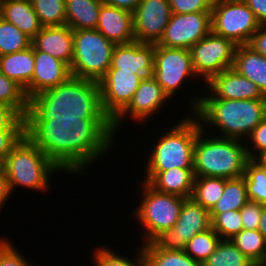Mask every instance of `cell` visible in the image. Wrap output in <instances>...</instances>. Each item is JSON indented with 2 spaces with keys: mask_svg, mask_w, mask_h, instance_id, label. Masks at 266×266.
I'll use <instances>...</instances> for the list:
<instances>
[{
  "mask_svg": "<svg viewBox=\"0 0 266 266\" xmlns=\"http://www.w3.org/2000/svg\"><path fill=\"white\" fill-rule=\"evenodd\" d=\"M211 228L221 238L230 240L243 230L240 210L227 211L220 214H210Z\"/></svg>",
  "mask_w": 266,
  "mask_h": 266,
  "instance_id": "obj_38",
  "label": "cell"
},
{
  "mask_svg": "<svg viewBox=\"0 0 266 266\" xmlns=\"http://www.w3.org/2000/svg\"><path fill=\"white\" fill-rule=\"evenodd\" d=\"M110 68L136 71L141 80L154 78V44L132 42L116 45Z\"/></svg>",
  "mask_w": 266,
  "mask_h": 266,
  "instance_id": "obj_18",
  "label": "cell"
},
{
  "mask_svg": "<svg viewBox=\"0 0 266 266\" xmlns=\"http://www.w3.org/2000/svg\"><path fill=\"white\" fill-rule=\"evenodd\" d=\"M221 238L210 228L204 232L196 234L186 243L184 252L201 265L215 251Z\"/></svg>",
  "mask_w": 266,
  "mask_h": 266,
  "instance_id": "obj_36",
  "label": "cell"
},
{
  "mask_svg": "<svg viewBox=\"0 0 266 266\" xmlns=\"http://www.w3.org/2000/svg\"><path fill=\"white\" fill-rule=\"evenodd\" d=\"M174 14L211 12L214 0H168Z\"/></svg>",
  "mask_w": 266,
  "mask_h": 266,
  "instance_id": "obj_40",
  "label": "cell"
},
{
  "mask_svg": "<svg viewBox=\"0 0 266 266\" xmlns=\"http://www.w3.org/2000/svg\"><path fill=\"white\" fill-rule=\"evenodd\" d=\"M38 51L50 54L71 66L73 58V29L67 24L43 27L32 39Z\"/></svg>",
  "mask_w": 266,
  "mask_h": 266,
  "instance_id": "obj_21",
  "label": "cell"
},
{
  "mask_svg": "<svg viewBox=\"0 0 266 266\" xmlns=\"http://www.w3.org/2000/svg\"><path fill=\"white\" fill-rule=\"evenodd\" d=\"M201 129L194 148L193 171L195 176L222 177L234 179L242 177L250 160L246 142L234 138H223ZM206 135V136H205ZM204 136V137H203ZM209 136V137H207Z\"/></svg>",
  "mask_w": 266,
  "mask_h": 266,
  "instance_id": "obj_4",
  "label": "cell"
},
{
  "mask_svg": "<svg viewBox=\"0 0 266 266\" xmlns=\"http://www.w3.org/2000/svg\"><path fill=\"white\" fill-rule=\"evenodd\" d=\"M52 118L110 119L101 103L99 82L71 76L29 99L24 120Z\"/></svg>",
  "mask_w": 266,
  "mask_h": 266,
  "instance_id": "obj_2",
  "label": "cell"
},
{
  "mask_svg": "<svg viewBox=\"0 0 266 266\" xmlns=\"http://www.w3.org/2000/svg\"><path fill=\"white\" fill-rule=\"evenodd\" d=\"M43 27L66 24L65 0H31Z\"/></svg>",
  "mask_w": 266,
  "mask_h": 266,
  "instance_id": "obj_37",
  "label": "cell"
},
{
  "mask_svg": "<svg viewBox=\"0 0 266 266\" xmlns=\"http://www.w3.org/2000/svg\"><path fill=\"white\" fill-rule=\"evenodd\" d=\"M211 32V12L174 14L157 43L163 47L189 50Z\"/></svg>",
  "mask_w": 266,
  "mask_h": 266,
  "instance_id": "obj_14",
  "label": "cell"
},
{
  "mask_svg": "<svg viewBox=\"0 0 266 266\" xmlns=\"http://www.w3.org/2000/svg\"><path fill=\"white\" fill-rule=\"evenodd\" d=\"M261 24L243 0H214L211 9V31L232 40L236 45L248 44Z\"/></svg>",
  "mask_w": 266,
  "mask_h": 266,
  "instance_id": "obj_9",
  "label": "cell"
},
{
  "mask_svg": "<svg viewBox=\"0 0 266 266\" xmlns=\"http://www.w3.org/2000/svg\"><path fill=\"white\" fill-rule=\"evenodd\" d=\"M3 238V239H2ZM8 237H0V266H36L19 252ZM33 264V265H32ZM39 266V265H37Z\"/></svg>",
  "mask_w": 266,
  "mask_h": 266,
  "instance_id": "obj_39",
  "label": "cell"
},
{
  "mask_svg": "<svg viewBox=\"0 0 266 266\" xmlns=\"http://www.w3.org/2000/svg\"><path fill=\"white\" fill-rule=\"evenodd\" d=\"M205 85L208 86L207 90L202 91L203 94L189 97V113L197 110L200 99H266L255 83L238 74L233 68L214 75ZM205 91L208 92L206 95Z\"/></svg>",
  "mask_w": 266,
  "mask_h": 266,
  "instance_id": "obj_13",
  "label": "cell"
},
{
  "mask_svg": "<svg viewBox=\"0 0 266 266\" xmlns=\"http://www.w3.org/2000/svg\"><path fill=\"white\" fill-rule=\"evenodd\" d=\"M115 46L97 29L73 30L72 76L99 82L111 66Z\"/></svg>",
  "mask_w": 266,
  "mask_h": 266,
  "instance_id": "obj_8",
  "label": "cell"
},
{
  "mask_svg": "<svg viewBox=\"0 0 266 266\" xmlns=\"http://www.w3.org/2000/svg\"><path fill=\"white\" fill-rule=\"evenodd\" d=\"M258 231L264 236V239L266 241V206H264L262 211L261 221L259 223Z\"/></svg>",
  "mask_w": 266,
  "mask_h": 266,
  "instance_id": "obj_50",
  "label": "cell"
},
{
  "mask_svg": "<svg viewBox=\"0 0 266 266\" xmlns=\"http://www.w3.org/2000/svg\"><path fill=\"white\" fill-rule=\"evenodd\" d=\"M172 16L168 0H140L133 12L135 41L156 44Z\"/></svg>",
  "mask_w": 266,
  "mask_h": 266,
  "instance_id": "obj_16",
  "label": "cell"
},
{
  "mask_svg": "<svg viewBox=\"0 0 266 266\" xmlns=\"http://www.w3.org/2000/svg\"><path fill=\"white\" fill-rule=\"evenodd\" d=\"M140 184L138 200L141 201L132 214L140 223L139 226L144 233L141 237L144 244L175 225L185 198L157 191L145 181H140Z\"/></svg>",
  "mask_w": 266,
  "mask_h": 266,
  "instance_id": "obj_7",
  "label": "cell"
},
{
  "mask_svg": "<svg viewBox=\"0 0 266 266\" xmlns=\"http://www.w3.org/2000/svg\"><path fill=\"white\" fill-rule=\"evenodd\" d=\"M11 194L4 168L0 165V212H2L6 201L12 196Z\"/></svg>",
  "mask_w": 266,
  "mask_h": 266,
  "instance_id": "obj_47",
  "label": "cell"
},
{
  "mask_svg": "<svg viewBox=\"0 0 266 266\" xmlns=\"http://www.w3.org/2000/svg\"><path fill=\"white\" fill-rule=\"evenodd\" d=\"M96 29L116 45L135 41L133 13L104 2L100 6Z\"/></svg>",
  "mask_w": 266,
  "mask_h": 266,
  "instance_id": "obj_20",
  "label": "cell"
},
{
  "mask_svg": "<svg viewBox=\"0 0 266 266\" xmlns=\"http://www.w3.org/2000/svg\"><path fill=\"white\" fill-rule=\"evenodd\" d=\"M210 228L209 210L203 208L192 198H187L181 206L175 225L158 234L151 243L158 249L184 251L186 243L196 234Z\"/></svg>",
  "mask_w": 266,
  "mask_h": 266,
  "instance_id": "obj_11",
  "label": "cell"
},
{
  "mask_svg": "<svg viewBox=\"0 0 266 266\" xmlns=\"http://www.w3.org/2000/svg\"><path fill=\"white\" fill-rule=\"evenodd\" d=\"M143 181L160 192L191 198L194 186L193 168H171L162 172H144Z\"/></svg>",
  "mask_w": 266,
  "mask_h": 266,
  "instance_id": "obj_22",
  "label": "cell"
},
{
  "mask_svg": "<svg viewBox=\"0 0 266 266\" xmlns=\"http://www.w3.org/2000/svg\"><path fill=\"white\" fill-rule=\"evenodd\" d=\"M201 266H257L230 240H221Z\"/></svg>",
  "mask_w": 266,
  "mask_h": 266,
  "instance_id": "obj_31",
  "label": "cell"
},
{
  "mask_svg": "<svg viewBox=\"0 0 266 266\" xmlns=\"http://www.w3.org/2000/svg\"><path fill=\"white\" fill-rule=\"evenodd\" d=\"M169 100V97L164 93L162 87L157 83L156 79L141 80L139 87L133 95L131 102L128 106L113 120V129L115 134L120 132L119 129L124 126L125 119L128 116L132 121L145 122L149 117L158 114V111H162L163 106ZM155 113V114H154ZM127 116V117H126ZM119 127V128H118Z\"/></svg>",
  "mask_w": 266,
  "mask_h": 266,
  "instance_id": "obj_17",
  "label": "cell"
},
{
  "mask_svg": "<svg viewBox=\"0 0 266 266\" xmlns=\"http://www.w3.org/2000/svg\"><path fill=\"white\" fill-rule=\"evenodd\" d=\"M256 52L266 57V24H261L248 43Z\"/></svg>",
  "mask_w": 266,
  "mask_h": 266,
  "instance_id": "obj_45",
  "label": "cell"
},
{
  "mask_svg": "<svg viewBox=\"0 0 266 266\" xmlns=\"http://www.w3.org/2000/svg\"><path fill=\"white\" fill-rule=\"evenodd\" d=\"M244 180L248 200L266 206V170L250 159L245 167Z\"/></svg>",
  "mask_w": 266,
  "mask_h": 266,
  "instance_id": "obj_34",
  "label": "cell"
},
{
  "mask_svg": "<svg viewBox=\"0 0 266 266\" xmlns=\"http://www.w3.org/2000/svg\"><path fill=\"white\" fill-rule=\"evenodd\" d=\"M248 201L244 175L234 179L225 178L223 195L209 212L220 214L240 210Z\"/></svg>",
  "mask_w": 266,
  "mask_h": 266,
  "instance_id": "obj_28",
  "label": "cell"
},
{
  "mask_svg": "<svg viewBox=\"0 0 266 266\" xmlns=\"http://www.w3.org/2000/svg\"><path fill=\"white\" fill-rule=\"evenodd\" d=\"M34 47L0 56V71L26 89L34 73Z\"/></svg>",
  "mask_w": 266,
  "mask_h": 266,
  "instance_id": "obj_25",
  "label": "cell"
},
{
  "mask_svg": "<svg viewBox=\"0 0 266 266\" xmlns=\"http://www.w3.org/2000/svg\"><path fill=\"white\" fill-rule=\"evenodd\" d=\"M97 247L94 252L92 253L93 259L92 264L93 266H147V261L144 256L143 250L141 245L137 247L136 255H133L135 259L131 260L124 255L122 256L118 252L114 251V249H109V247ZM137 256V257H135Z\"/></svg>",
  "mask_w": 266,
  "mask_h": 266,
  "instance_id": "obj_33",
  "label": "cell"
},
{
  "mask_svg": "<svg viewBox=\"0 0 266 266\" xmlns=\"http://www.w3.org/2000/svg\"><path fill=\"white\" fill-rule=\"evenodd\" d=\"M175 124L155 139L147 153L145 172H162L171 168H193L197 135L202 129L198 118L190 113L182 115Z\"/></svg>",
  "mask_w": 266,
  "mask_h": 266,
  "instance_id": "obj_5",
  "label": "cell"
},
{
  "mask_svg": "<svg viewBox=\"0 0 266 266\" xmlns=\"http://www.w3.org/2000/svg\"><path fill=\"white\" fill-rule=\"evenodd\" d=\"M193 77L198 80L190 50L154 44V78L170 100L181 92L178 89H182L188 78L194 80Z\"/></svg>",
  "mask_w": 266,
  "mask_h": 266,
  "instance_id": "obj_10",
  "label": "cell"
},
{
  "mask_svg": "<svg viewBox=\"0 0 266 266\" xmlns=\"http://www.w3.org/2000/svg\"><path fill=\"white\" fill-rule=\"evenodd\" d=\"M193 114L202 129L212 126L215 131L217 128L220 132L215 136L246 141L266 117V99H200Z\"/></svg>",
  "mask_w": 266,
  "mask_h": 266,
  "instance_id": "obj_3",
  "label": "cell"
},
{
  "mask_svg": "<svg viewBox=\"0 0 266 266\" xmlns=\"http://www.w3.org/2000/svg\"><path fill=\"white\" fill-rule=\"evenodd\" d=\"M28 101L25 89L0 71V104L14 108L25 118L28 111Z\"/></svg>",
  "mask_w": 266,
  "mask_h": 266,
  "instance_id": "obj_32",
  "label": "cell"
},
{
  "mask_svg": "<svg viewBox=\"0 0 266 266\" xmlns=\"http://www.w3.org/2000/svg\"><path fill=\"white\" fill-rule=\"evenodd\" d=\"M141 79L136 71L109 68L99 81L104 112L113 121L131 102Z\"/></svg>",
  "mask_w": 266,
  "mask_h": 266,
  "instance_id": "obj_15",
  "label": "cell"
},
{
  "mask_svg": "<svg viewBox=\"0 0 266 266\" xmlns=\"http://www.w3.org/2000/svg\"><path fill=\"white\" fill-rule=\"evenodd\" d=\"M108 5L134 12L140 0H102Z\"/></svg>",
  "mask_w": 266,
  "mask_h": 266,
  "instance_id": "obj_48",
  "label": "cell"
},
{
  "mask_svg": "<svg viewBox=\"0 0 266 266\" xmlns=\"http://www.w3.org/2000/svg\"><path fill=\"white\" fill-rule=\"evenodd\" d=\"M230 241L257 266H265L266 241L258 230L243 229Z\"/></svg>",
  "mask_w": 266,
  "mask_h": 266,
  "instance_id": "obj_27",
  "label": "cell"
},
{
  "mask_svg": "<svg viewBox=\"0 0 266 266\" xmlns=\"http://www.w3.org/2000/svg\"><path fill=\"white\" fill-rule=\"evenodd\" d=\"M24 135L25 131H0V165Z\"/></svg>",
  "mask_w": 266,
  "mask_h": 266,
  "instance_id": "obj_44",
  "label": "cell"
},
{
  "mask_svg": "<svg viewBox=\"0 0 266 266\" xmlns=\"http://www.w3.org/2000/svg\"><path fill=\"white\" fill-rule=\"evenodd\" d=\"M232 68L255 83L266 97V57L248 44L237 45Z\"/></svg>",
  "mask_w": 266,
  "mask_h": 266,
  "instance_id": "obj_24",
  "label": "cell"
},
{
  "mask_svg": "<svg viewBox=\"0 0 266 266\" xmlns=\"http://www.w3.org/2000/svg\"><path fill=\"white\" fill-rule=\"evenodd\" d=\"M225 178L195 176L191 198L209 211L223 195Z\"/></svg>",
  "mask_w": 266,
  "mask_h": 266,
  "instance_id": "obj_29",
  "label": "cell"
},
{
  "mask_svg": "<svg viewBox=\"0 0 266 266\" xmlns=\"http://www.w3.org/2000/svg\"><path fill=\"white\" fill-rule=\"evenodd\" d=\"M34 63L35 68L32 80L25 89L28 99L66 82L72 76L68 64L35 48Z\"/></svg>",
  "mask_w": 266,
  "mask_h": 266,
  "instance_id": "obj_19",
  "label": "cell"
},
{
  "mask_svg": "<svg viewBox=\"0 0 266 266\" xmlns=\"http://www.w3.org/2000/svg\"><path fill=\"white\" fill-rule=\"evenodd\" d=\"M102 0H65L66 24L73 30L96 29Z\"/></svg>",
  "mask_w": 266,
  "mask_h": 266,
  "instance_id": "obj_26",
  "label": "cell"
},
{
  "mask_svg": "<svg viewBox=\"0 0 266 266\" xmlns=\"http://www.w3.org/2000/svg\"><path fill=\"white\" fill-rule=\"evenodd\" d=\"M2 166L12 194L19 186L44 193L50 189L54 174L61 173V170L26 135L8 153Z\"/></svg>",
  "mask_w": 266,
  "mask_h": 266,
  "instance_id": "obj_6",
  "label": "cell"
},
{
  "mask_svg": "<svg viewBox=\"0 0 266 266\" xmlns=\"http://www.w3.org/2000/svg\"><path fill=\"white\" fill-rule=\"evenodd\" d=\"M0 17L33 39L43 28L31 0H1Z\"/></svg>",
  "mask_w": 266,
  "mask_h": 266,
  "instance_id": "obj_23",
  "label": "cell"
},
{
  "mask_svg": "<svg viewBox=\"0 0 266 266\" xmlns=\"http://www.w3.org/2000/svg\"><path fill=\"white\" fill-rule=\"evenodd\" d=\"M264 205L248 201L241 209L243 229L258 230Z\"/></svg>",
  "mask_w": 266,
  "mask_h": 266,
  "instance_id": "obj_43",
  "label": "cell"
},
{
  "mask_svg": "<svg viewBox=\"0 0 266 266\" xmlns=\"http://www.w3.org/2000/svg\"><path fill=\"white\" fill-rule=\"evenodd\" d=\"M140 244L147 266H201L184 251L158 249L151 242Z\"/></svg>",
  "mask_w": 266,
  "mask_h": 266,
  "instance_id": "obj_30",
  "label": "cell"
},
{
  "mask_svg": "<svg viewBox=\"0 0 266 266\" xmlns=\"http://www.w3.org/2000/svg\"><path fill=\"white\" fill-rule=\"evenodd\" d=\"M252 160L262 169L266 170V150L258 153Z\"/></svg>",
  "mask_w": 266,
  "mask_h": 266,
  "instance_id": "obj_49",
  "label": "cell"
},
{
  "mask_svg": "<svg viewBox=\"0 0 266 266\" xmlns=\"http://www.w3.org/2000/svg\"><path fill=\"white\" fill-rule=\"evenodd\" d=\"M0 131H25V120L14 108L0 104Z\"/></svg>",
  "mask_w": 266,
  "mask_h": 266,
  "instance_id": "obj_41",
  "label": "cell"
},
{
  "mask_svg": "<svg viewBox=\"0 0 266 266\" xmlns=\"http://www.w3.org/2000/svg\"><path fill=\"white\" fill-rule=\"evenodd\" d=\"M260 24H266V0H243Z\"/></svg>",
  "mask_w": 266,
  "mask_h": 266,
  "instance_id": "obj_46",
  "label": "cell"
},
{
  "mask_svg": "<svg viewBox=\"0 0 266 266\" xmlns=\"http://www.w3.org/2000/svg\"><path fill=\"white\" fill-rule=\"evenodd\" d=\"M31 42L29 36L0 17V56L25 50Z\"/></svg>",
  "mask_w": 266,
  "mask_h": 266,
  "instance_id": "obj_35",
  "label": "cell"
},
{
  "mask_svg": "<svg viewBox=\"0 0 266 266\" xmlns=\"http://www.w3.org/2000/svg\"><path fill=\"white\" fill-rule=\"evenodd\" d=\"M25 135L61 171L75 177L102 160L113 148L116 138L111 119L25 120Z\"/></svg>",
  "mask_w": 266,
  "mask_h": 266,
  "instance_id": "obj_1",
  "label": "cell"
},
{
  "mask_svg": "<svg viewBox=\"0 0 266 266\" xmlns=\"http://www.w3.org/2000/svg\"><path fill=\"white\" fill-rule=\"evenodd\" d=\"M245 142L250 159L266 150V117L255 127Z\"/></svg>",
  "mask_w": 266,
  "mask_h": 266,
  "instance_id": "obj_42",
  "label": "cell"
},
{
  "mask_svg": "<svg viewBox=\"0 0 266 266\" xmlns=\"http://www.w3.org/2000/svg\"><path fill=\"white\" fill-rule=\"evenodd\" d=\"M236 47L232 40L211 31L189 49L194 71L203 85L214 75L232 68Z\"/></svg>",
  "mask_w": 266,
  "mask_h": 266,
  "instance_id": "obj_12",
  "label": "cell"
}]
</instances>
